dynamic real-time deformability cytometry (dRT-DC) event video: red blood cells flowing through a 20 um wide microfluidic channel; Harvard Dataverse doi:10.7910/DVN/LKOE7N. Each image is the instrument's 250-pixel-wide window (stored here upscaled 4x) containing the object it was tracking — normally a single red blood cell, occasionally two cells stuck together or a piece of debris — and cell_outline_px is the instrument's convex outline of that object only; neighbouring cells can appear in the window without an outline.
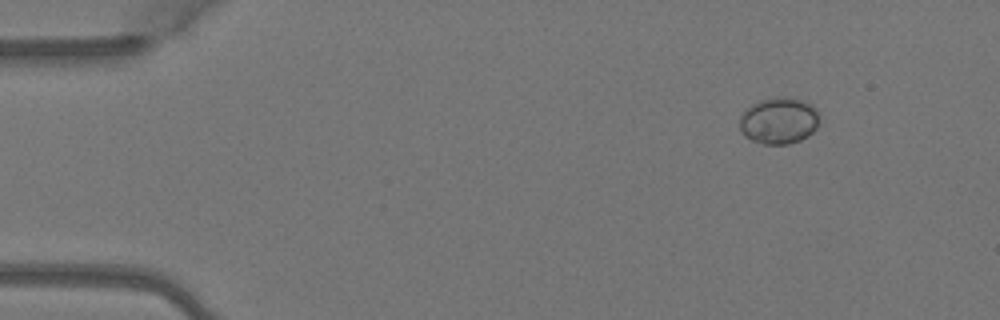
{"species": "Egyptian fruit bat (a non-hibernating species)", "species_latin": "Rousettus aegyptiacus", "temperature_condition": "warm", "stored_images_in_passage": 5, "camera_frame_rate_fps": 3000, "um_per_image_px": 0.085, "animal": {"sex": "female"}, "frame": {"image": 1, "passage_image": 5, "time_ms": 1.333, "image_size_px": [1000, 320], "cell_outline_px": [[816, 128], [808, 136], [800, 140], [788, 144], [764, 144], [752, 140], [744, 136], [740, 128], [740, 116], [752, 104], [760, 100], [776, 96], [792, 96], [804, 100], [812, 104], [816, 108]], "centroid_in_image_um": [66.19, 10.23], "position_along_channel_um": 18.8, "area_um2": 21.68}}